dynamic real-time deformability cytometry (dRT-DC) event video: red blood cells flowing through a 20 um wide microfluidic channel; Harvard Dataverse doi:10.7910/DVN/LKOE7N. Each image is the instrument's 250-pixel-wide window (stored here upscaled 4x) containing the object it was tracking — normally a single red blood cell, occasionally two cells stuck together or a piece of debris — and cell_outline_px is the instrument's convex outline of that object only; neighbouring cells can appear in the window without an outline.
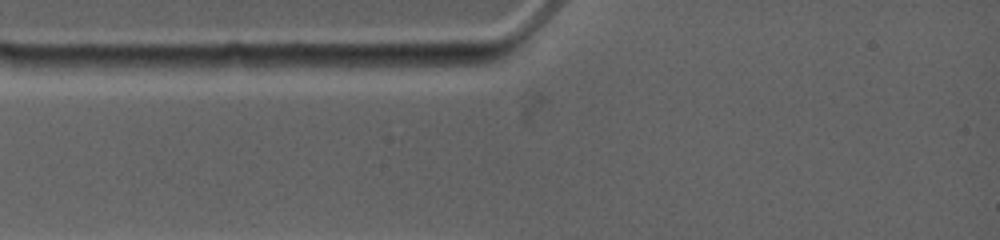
{"species": "common noctule bat (a hibernating species)", "species_latin": "Nyctalus noctula", "temperature_condition": "warm", "stored_images_in_passage": 2, "camera_frame_rate_fps": 4500, "um_per_image_px": 0.085, "animal": {"sex": "female", "body_mass_g": 19.0, "forearm_length_mm": 53.3}, "frame": {"image": 1, "passage_image": 2, "time_ms": 0.444, "image_size_px": [1000, 240], "cell_outline_px": [[468, 64], [436, 72], [312, 72], [312, 64], [328, 56], [432, 56]], "centroid_in_image_um": [32.62, 5.46], "position_along_channel_um": 52.4, "area_um2": 15.61}}